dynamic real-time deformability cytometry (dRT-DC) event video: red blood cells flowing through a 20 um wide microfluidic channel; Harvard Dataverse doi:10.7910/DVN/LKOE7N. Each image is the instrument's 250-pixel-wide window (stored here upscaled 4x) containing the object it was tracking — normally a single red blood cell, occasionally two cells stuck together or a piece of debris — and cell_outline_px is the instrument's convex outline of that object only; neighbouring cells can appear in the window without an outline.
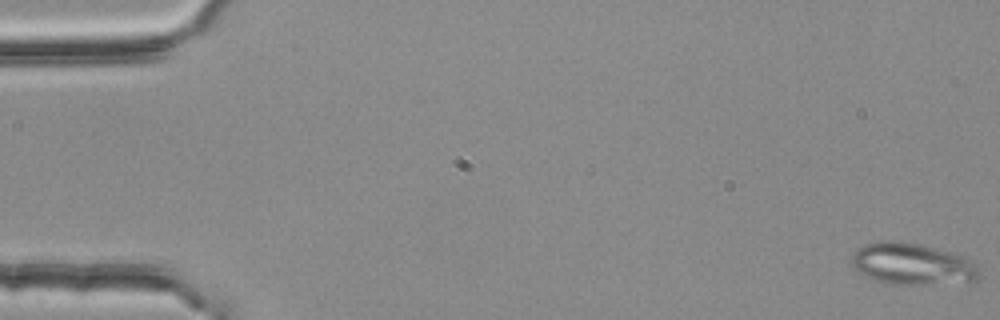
{"species": "common noctule bat (a hibernating species)", "species_latin": "Nyctalus noctula", "temperature_condition": "room temperature", "stored_images_in_passage": 54, "segment_of_instrument_passage": [1, 2], "camera_frame_rate_fps": 3000, "um_per_image_px": 0.085, "animal": {"sex": "female", "body_mass_g": 25.1}, "frame": {"image": 1, "passage_image": 1, "time_ms": 0.0, "image_size_px": [1000, 320], "cell_outline_px": [[980, 276], [976, 280], [924, 284], [888, 284], [872, 280], [864, 276], [852, 264], [852, 256], [864, 244], [884, 240], [900, 240], [920, 244], [936, 248], [964, 256], [972, 260], [976, 264], [980, 272]], "centroid_in_image_um": [77.54, 22.43], "position_along_channel_um": 7.5, "area_um2": 30.92}}